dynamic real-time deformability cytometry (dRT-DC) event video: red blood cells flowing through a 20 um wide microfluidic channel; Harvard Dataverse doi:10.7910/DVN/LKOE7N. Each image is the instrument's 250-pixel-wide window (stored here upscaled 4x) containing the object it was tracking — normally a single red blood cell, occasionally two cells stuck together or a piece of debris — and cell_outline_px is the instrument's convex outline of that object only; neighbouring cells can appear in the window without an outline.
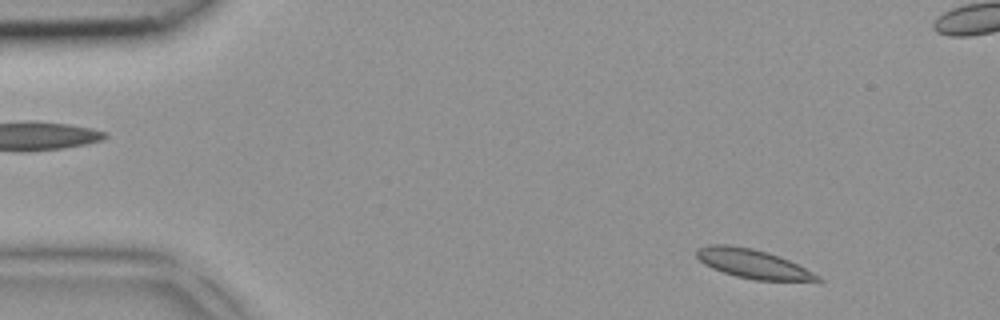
{"species": "common noctule bat (a hibernating species)", "species_latin": "Nyctalus noctula", "temperature_condition": "room temperature", "stored_images_in_passage": 4, "segment_of_instrument_passage": [2, 2], "camera_frame_rate_fps": 3000, "um_per_image_px": 0.085, "animal": {"sex": "female", "body_mass_g": 18.4}, "frame": {"image": 1, "passage_image": 4, "time_ms": 1.0, "image_size_px": [1000, 320], "cell_outline_px": [[824, 280], [756, 280], [736, 276], [712, 268], [704, 264], [696, 256], [696, 248], [708, 244], [728, 244], [752, 248], [768, 252], [788, 260], [820, 276]], "centroid_in_image_um": [63.91, 22.39], "position_along_channel_um": 21.1, "area_um2": 20.17}}